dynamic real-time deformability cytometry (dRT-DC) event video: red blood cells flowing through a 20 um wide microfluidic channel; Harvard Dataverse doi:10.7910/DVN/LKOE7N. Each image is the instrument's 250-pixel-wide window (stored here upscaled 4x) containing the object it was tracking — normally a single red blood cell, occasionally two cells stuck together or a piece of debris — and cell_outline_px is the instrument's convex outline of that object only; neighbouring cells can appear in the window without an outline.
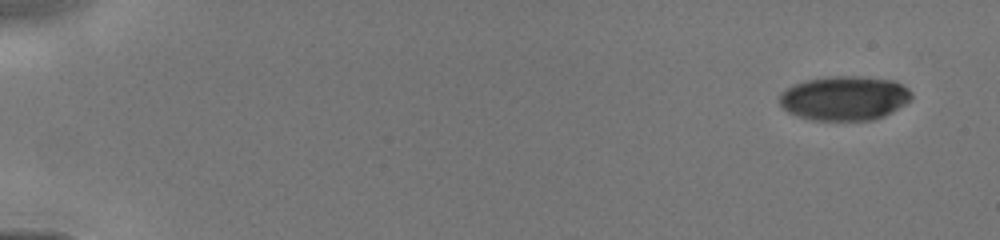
{"species": "human", "species_latin": "Homo sapiens", "temperature_condition": "cold", "stored_images_in_passage": 40, "camera_frame_rate_fps": 3000, "um_per_image_px": 0.085, "donor": {"sex": "male"}, "frame": {"image": 1, "passage_image": 1, "time_ms": 0.0, "image_size_px": [1000, 240], "cell_outline_px": [[912, 96], [904, 104], [892, 112], [884, 116], [872, 120], [812, 120], [788, 112], [780, 104], [780, 92], [804, 80], [832, 76], [856, 76], [892, 80], [908, 88], [912, 92]], "centroid_in_image_um": [71.78, 8.34], "position_along_channel_um": 13.2, "area_um2": 33.87}}
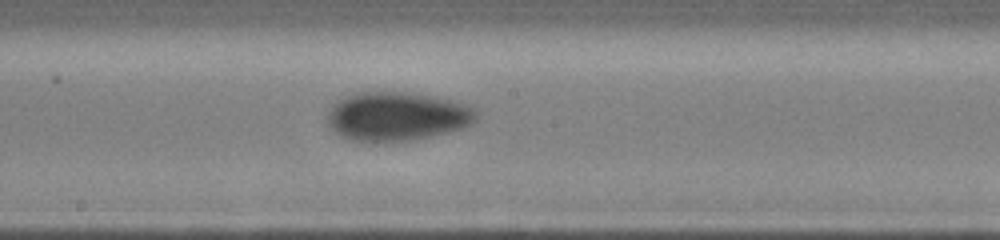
{"frame": {"image": 2, "passage_image": 26, "time_ms": 8.0, "image_size_px": [1000, 240], "cell_outline_px": [[476, 120], [472, 124], [464, 128], [416, 140], [348, 140], [332, 132], [328, 124], [328, 112], [332, 104], [344, 96], [356, 92], [408, 92], [456, 100], [476, 108]], "centroid_in_image_um": [33.75, 9.87], "position_along_channel_um": 214.4, "area_um2": 42.66}}
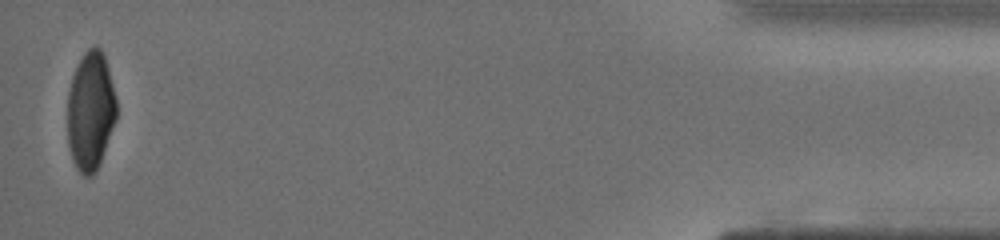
{"frame": {"image": 3, "passage_image": 40, "time_ms": 14.333, "image_size_px": [1000, 240], "cell_outline_px": [[116, 120], [100, 160], [92, 176], [84, 176], [76, 168], [72, 160], [68, 144], [68, 92], [72, 76], [84, 52], [88, 48], [96, 44], [100, 48], [104, 56], [112, 84], [116, 100]], "centroid_in_image_um": [7.68, 9.42], "position_along_channel_um": 427.5, "area_um2": 33.52}}